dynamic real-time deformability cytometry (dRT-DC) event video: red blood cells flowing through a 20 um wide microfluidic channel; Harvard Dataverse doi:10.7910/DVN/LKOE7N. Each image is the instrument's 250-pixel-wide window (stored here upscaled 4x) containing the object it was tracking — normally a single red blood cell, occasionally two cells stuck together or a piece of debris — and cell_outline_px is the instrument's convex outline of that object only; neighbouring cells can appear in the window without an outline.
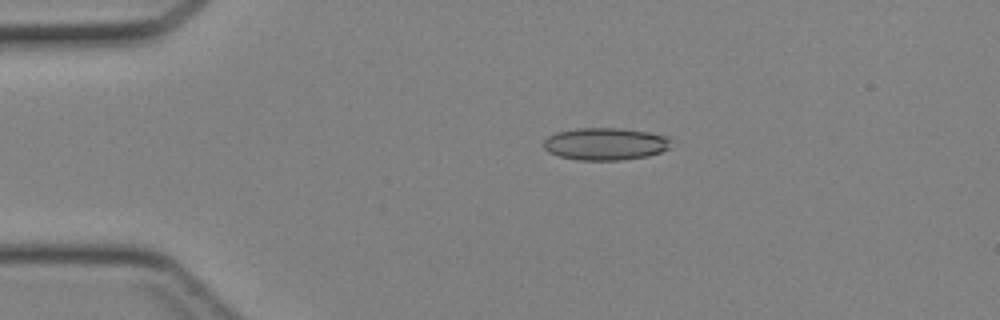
{"species": "Egyptian fruit bat (a non-hibernating species)", "species_latin": "Rousettus aegyptiacus", "temperature_condition": "cold", "stored_images_in_passage": 43, "camera_frame_rate_fps": 3000, "um_per_image_px": 0.085, "animal": {"sex": "female"}, "frame": {"image": 1, "passage_image": 9, "time_ms": 2.667, "image_size_px": [1000, 320], "cell_outline_px": [[668, 148], [660, 152], [648, 156], [620, 160], [580, 160], [560, 156], [548, 152], [544, 148], [544, 140], [548, 136], [556, 132], [576, 128], [620, 128], [648, 132], [664, 136], [668, 140]], "centroid_in_image_um": [51.39, 12.23], "position_along_channel_um": 33.6, "area_um2": 23.76}}
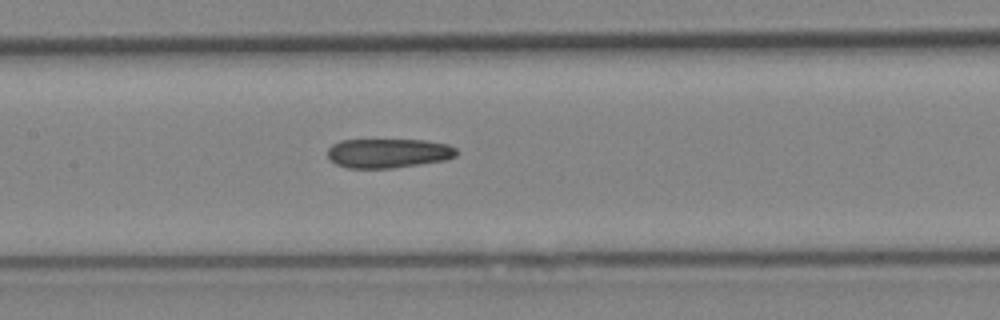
{"frame": {"image": 2, "passage_image": 21, "time_ms": 6.667, "image_size_px": [1000, 320], "cell_outline_px": [[456, 156], [444, 160], [392, 168], [348, 168], [336, 164], [328, 156], [328, 148], [332, 144], [340, 140], [424, 140], [448, 144], [456, 148]], "centroid_in_image_um": [32.99, 13.01], "position_along_channel_um": 174.4, "area_um2": 21.91}}
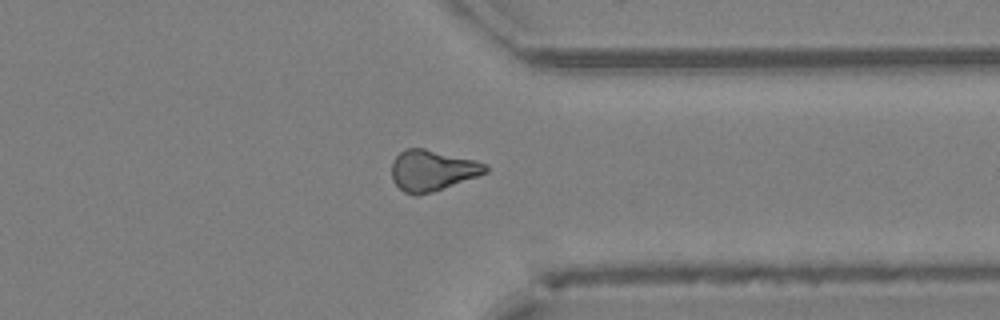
{"frame": {"image": 3, "passage_image": 34, "time_ms": 11.0, "image_size_px": [1000, 320], "cell_outline_px": [[488, 172], [432, 192], [416, 196], [412, 196], [404, 192], [392, 180], [392, 160], [404, 148], [424, 148], [476, 160], [488, 164]], "centroid_in_image_um": [36.73, 14.48], "position_along_channel_um": 374.7, "area_um2": 22.43}}